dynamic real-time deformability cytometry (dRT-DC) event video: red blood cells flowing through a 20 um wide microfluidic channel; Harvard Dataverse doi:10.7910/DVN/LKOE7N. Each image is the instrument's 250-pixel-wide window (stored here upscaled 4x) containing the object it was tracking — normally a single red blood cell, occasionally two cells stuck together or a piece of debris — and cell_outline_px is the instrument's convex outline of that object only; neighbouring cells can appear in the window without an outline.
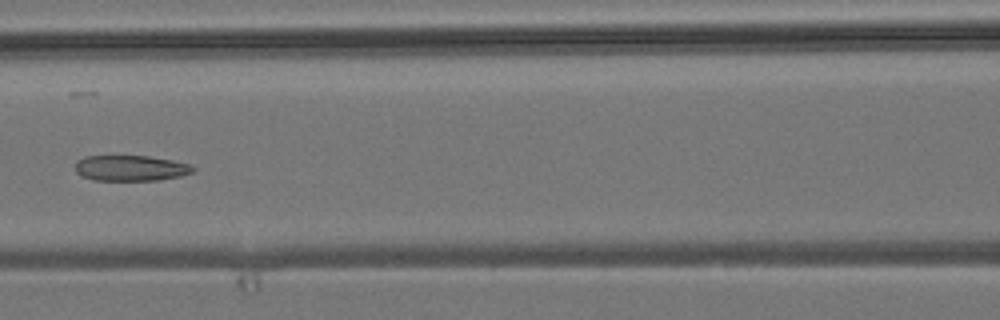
{"species": "common noctule bat (a hibernating species)", "species_latin": "Nyctalus noctula", "temperature_condition": "room temperature", "stored_images_in_passage": 5, "camera_frame_rate_fps": 3000, "um_per_image_px": 0.085, "animal": {"sex": "male", "body_mass_g": 19.2, "forearm_length_mm": 51.8}, "frame": {"image": 1, "passage_image": 4, "time_ms": 3.667, "image_size_px": [1000, 320], "cell_outline_px": [[196, 168], [192, 172], [180, 176], [160, 180], [92, 180], [76, 172], [76, 160], [84, 156], [148, 156], [172, 160], [188, 164]], "centroid_in_image_um": [11.1, 14.29], "position_along_channel_um": 155.5, "area_um2": 17.51}}
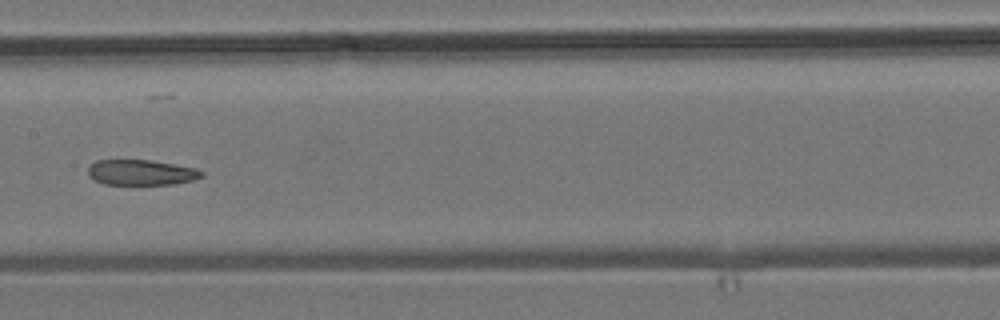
{"frame": {"image": 2, "passage_image": 5, "time_ms": 4.667, "image_size_px": [1000, 320], "cell_outline_px": [[204, 176], [192, 180], [176, 184], [104, 184], [88, 176], [88, 164], [96, 160], [152, 160], [196, 168], [204, 172]], "centroid_in_image_um": [12.0, 14.65], "position_along_channel_um": 195.4, "area_um2": 16.94}}